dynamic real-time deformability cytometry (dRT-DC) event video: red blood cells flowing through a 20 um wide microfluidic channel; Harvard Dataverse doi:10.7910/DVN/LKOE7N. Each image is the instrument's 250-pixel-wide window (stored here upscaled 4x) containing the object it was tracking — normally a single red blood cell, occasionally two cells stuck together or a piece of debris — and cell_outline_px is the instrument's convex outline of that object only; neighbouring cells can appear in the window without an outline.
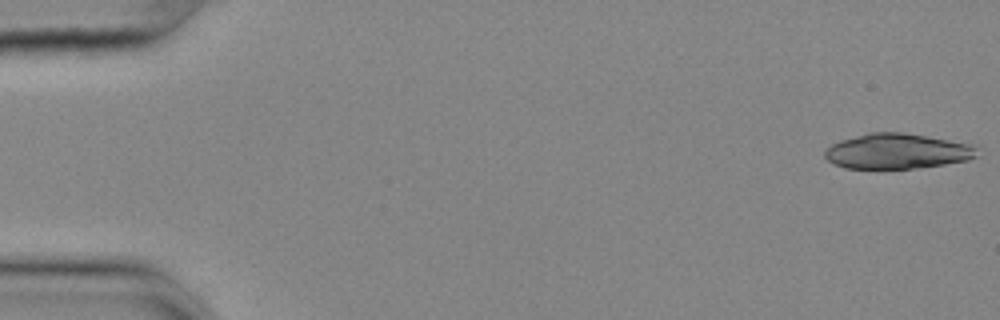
{"species": "common noctule bat (a hibernating species)", "species_latin": "Nyctalus noctula", "temperature_condition": "cold", "stored_images_in_passage": 54, "camera_frame_rate_fps": 3000, "um_per_image_px": 0.085, "animal": {"sex": "female", "body_mass_g": 25.1}, "frame": {"image": 1, "passage_image": 1, "time_ms": 0.0, "image_size_px": [1000, 320], "cell_outline_px": [[976, 156], [968, 160], [920, 168], [844, 168], [828, 160], [824, 156], [824, 152], [832, 144], [840, 140], [868, 132], [904, 132], [948, 140], [968, 144], [976, 148]], "centroid_in_image_um": [76.22, 12.85], "position_along_channel_um": 8.8, "area_um2": 30.98}}
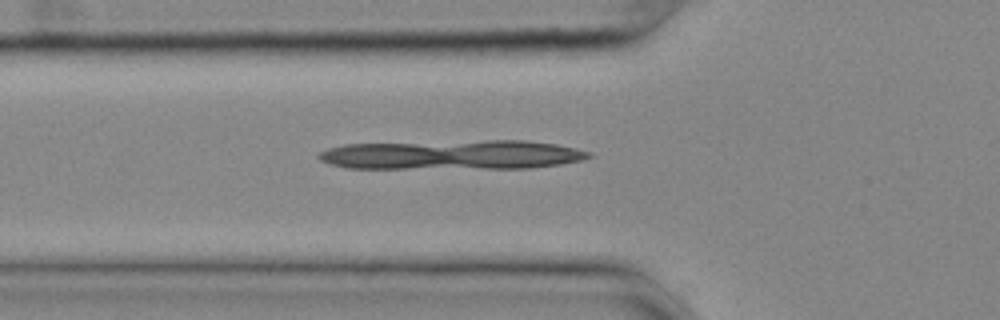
{"frame": {"image": 2, "passage_image": 19, "time_ms": 6.0, "image_size_px": [1000, 320], "cell_outline_px": [[592, 156], [584, 160], [560, 164], [532, 168], [348, 168], [332, 164], [320, 160], [316, 156], [320, 152], [328, 148], [344, 144], [488, 140], [524, 140], [556, 144], [576, 148], [592, 152]], "centroid_in_image_um": [38.49, 13.15], "position_along_channel_um": 87.3, "area_um2": 46.53}}
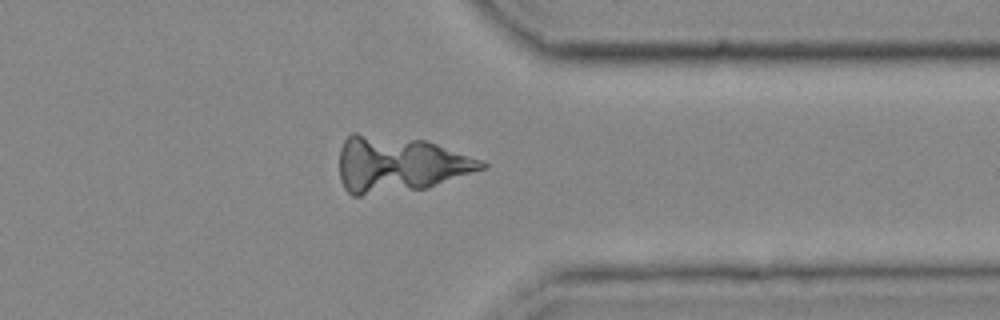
{"frame": {"image": 3, "passage_image": 43, "time_ms": 14.0, "image_size_px": [1000, 320], "cell_outline_px": [[488, 168], [428, 188], [360, 196], [352, 196], [344, 188], [340, 180], [340, 148], [344, 140], [352, 132], [356, 132], [424, 140], [484, 160], [488, 164]], "centroid_in_image_um": [33.95, 13.97], "position_along_channel_um": 377.4, "area_um2": 46.88}}